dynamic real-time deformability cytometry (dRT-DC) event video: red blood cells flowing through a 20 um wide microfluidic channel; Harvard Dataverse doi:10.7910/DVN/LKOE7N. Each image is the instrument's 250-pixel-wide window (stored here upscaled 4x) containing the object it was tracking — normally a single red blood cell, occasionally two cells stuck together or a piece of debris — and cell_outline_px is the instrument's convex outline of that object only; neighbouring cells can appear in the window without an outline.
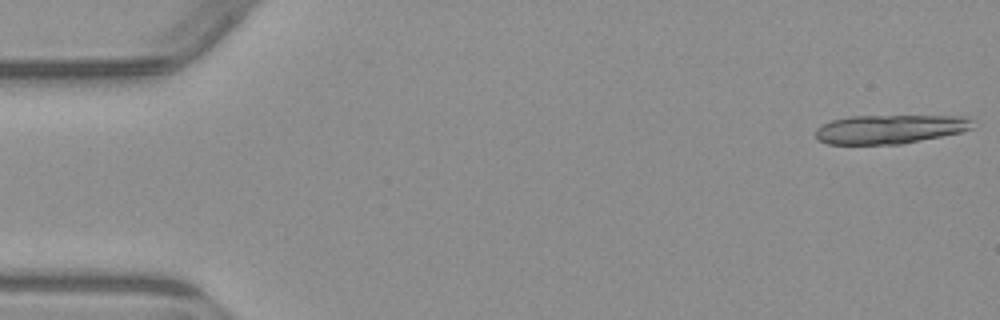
{"species": "common noctule bat (a hibernating species)", "species_latin": "Nyctalus noctula", "temperature_condition": "warm", "stored_images_in_passage": 4, "camera_frame_rate_fps": 3000, "um_per_image_px": 0.085, "animal": {"sex": "male", "body_mass_g": 23.1, "forearm_length_mm": 52.7}, "frame": {"image": 1, "passage_image": 1, "time_ms": 0.0, "image_size_px": [1000, 320], "cell_outline_px": [[972, 128], [960, 132], [900, 144], [828, 144], [820, 140], [816, 136], [816, 128], [820, 124], [832, 120], [848, 116], [964, 116], [972, 120]], "centroid_in_image_um": [75.59, 10.97], "position_along_channel_um": 9.4, "area_um2": 26.3}}